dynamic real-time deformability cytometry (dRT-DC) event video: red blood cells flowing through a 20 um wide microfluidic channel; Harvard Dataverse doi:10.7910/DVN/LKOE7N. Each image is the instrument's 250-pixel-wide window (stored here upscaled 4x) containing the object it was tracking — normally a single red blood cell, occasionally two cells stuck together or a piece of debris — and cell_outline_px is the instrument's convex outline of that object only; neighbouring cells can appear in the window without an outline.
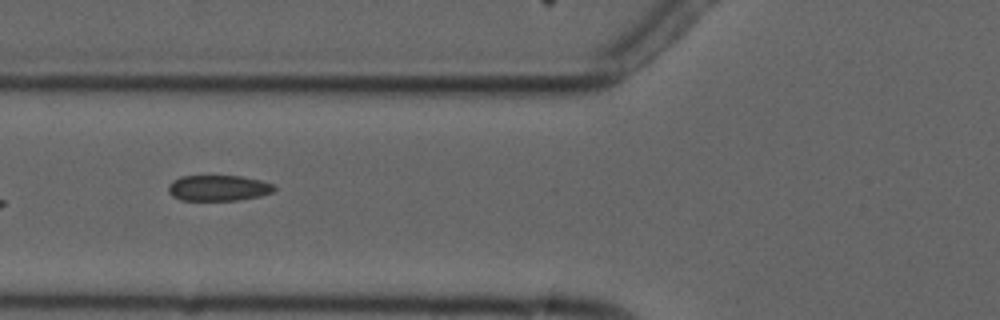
{"species": "common noctule bat (a hibernating species)", "species_latin": "Nyctalus noctula", "temperature_condition": "cold", "stored_images_in_passage": 7, "camera_frame_rate_fps": 3000, "um_per_image_px": 0.085, "animal": {"sex": "male", "forearm_length_mm": 52.5}, "frame": {"image": 1, "passage_image": 6, "time_ms": 6.667, "image_size_px": [1000, 320], "cell_outline_px": [[276, 188], [272, 192], [260, 196], [240, 200], [180, 200], [172, 196], [168, 192], [168, 184], [172, 180], [180, 176], [240, 176], [260, 180], [272, 184]], "centroid_in_image_um": [18.52, 15.98], "position_along_channel_um": 107.3, "area_um2": 15.95}}
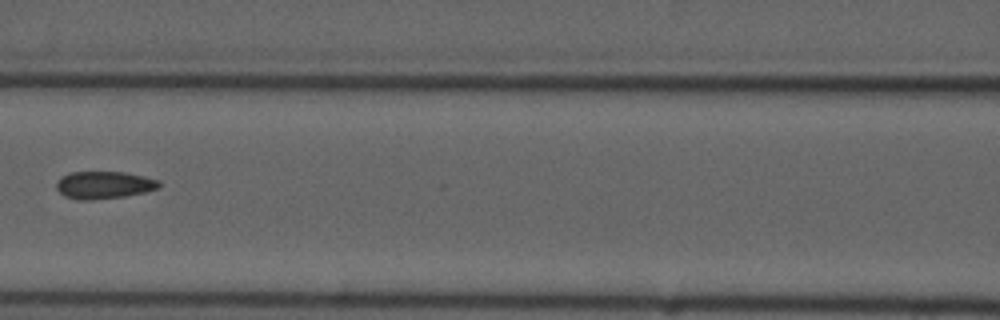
{"frame": {"image": 2, "passage_image": 7, "time_ms": 8.0, "image_size_px": [1000, 320], "cell_outline_px": [[160, 188], [144, 192], [124, 196], [88, 200], [76, 200], [64, 196], [56, 188], [56, 180], [60, 176], [68, 172], [124, 172], [144, 176], [160, 180]], "centroid_in_image_um": [8.8, 15.72], "position_along_channel_um": 157.8, "area_um2": 16.59}}